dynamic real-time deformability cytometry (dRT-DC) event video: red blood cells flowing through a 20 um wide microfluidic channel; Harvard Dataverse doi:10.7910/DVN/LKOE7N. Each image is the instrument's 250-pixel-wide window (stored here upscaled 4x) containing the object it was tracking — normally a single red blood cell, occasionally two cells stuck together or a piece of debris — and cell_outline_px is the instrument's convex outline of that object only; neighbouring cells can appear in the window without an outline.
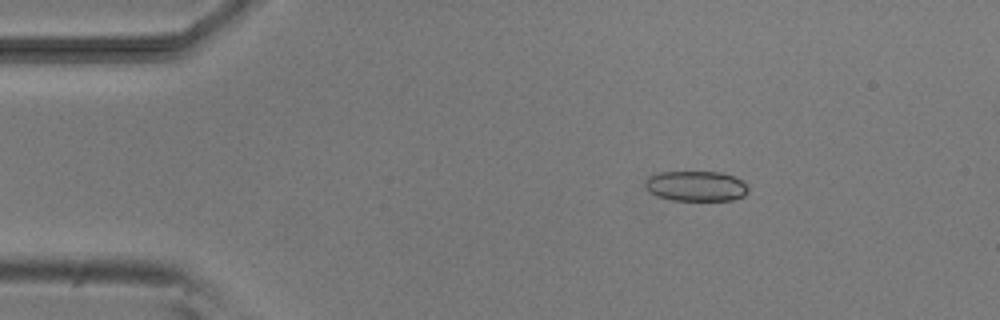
{"species": "common noctule bat (a hibernating species)", "species_latin": "Nyctalus noctula", "temperature_condition": "room temperature", "stored_images_in_passage": 3, "camera_frame_rate_fps": 3000, "um_per_image_px": 0.085, "animal": {"sex": "male", "body_mass_g": 20.5, "forearm_length_mm": 52.5}, "frame": {"image": 1, "passage_image": 1, "time_ms": 0.0, "image_size_px": [1000, 320], "cell_outline_px": [[748, 192], [744, 196], [732, 200], [672, 200], [656, 196], [648, 192], [644, 188], [644, 180], [648, 176], [660, 172], [720, 172], [732, 176], [740, 180], [748, 188]], "centroid_in_image_um": [59.09, 15.82], "position_along_channel_um": 25.9, "area_um2": 18.26}}